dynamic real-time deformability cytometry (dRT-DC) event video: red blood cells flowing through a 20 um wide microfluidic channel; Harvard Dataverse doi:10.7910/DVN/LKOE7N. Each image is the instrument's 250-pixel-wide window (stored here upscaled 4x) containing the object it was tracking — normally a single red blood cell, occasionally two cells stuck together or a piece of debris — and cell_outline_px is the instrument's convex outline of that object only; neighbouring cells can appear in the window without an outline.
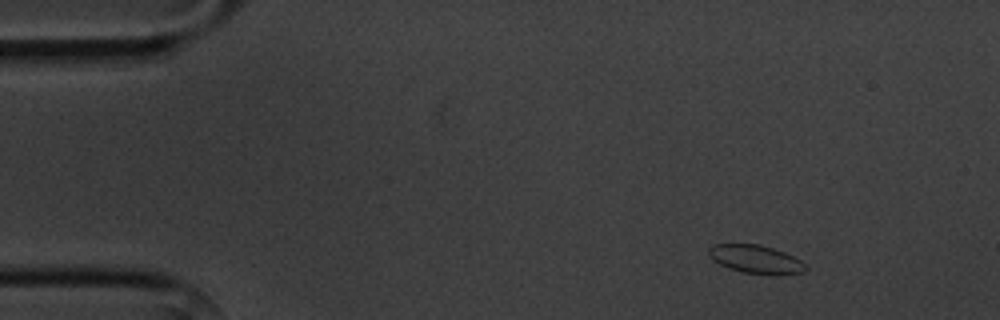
{"species": "common noctule bat (a hibernating species)", "species_latin": "Nyctalus noctula", "temperature_condition": "cold", "stored_images_in_passage": 4, "camera_frame_rate_fps": 3000, "um_per_image_px": 0.085, "animal": {"sex": "male", "body_mass_g": 20.1, "forearm_length_mm": 53.5}, "frame": {"image": 1, "passage_image": 1, "time_ms": 0.0, "image_size_px": [1000, 320], "cell_outline_px": [[808, 268], [804, 272], [740, 272], [728, 268], [712, 260], [708, 256], [708, 248], [712, 244], [760, 244], [784, 252], [800, 260]], "centroid_in_image_um": [64.13, 21.98], "position_along_channel_um": 20.9, "area_um2": 15.37}}